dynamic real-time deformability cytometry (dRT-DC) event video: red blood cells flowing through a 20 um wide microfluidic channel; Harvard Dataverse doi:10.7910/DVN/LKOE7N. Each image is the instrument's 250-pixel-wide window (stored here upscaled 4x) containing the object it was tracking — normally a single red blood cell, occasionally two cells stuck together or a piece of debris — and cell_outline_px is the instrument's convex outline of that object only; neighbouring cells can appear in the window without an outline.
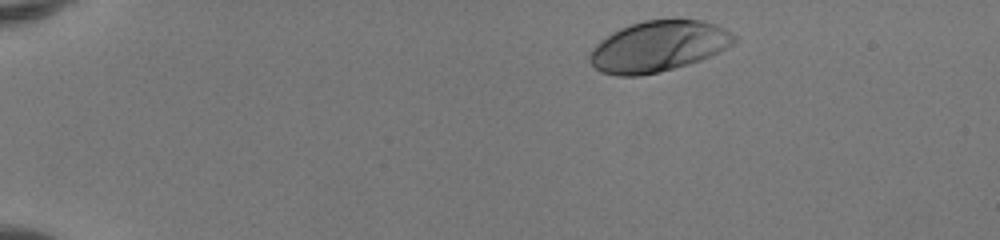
{"species": "human", "species_latin": "Homo sapiens", "temperature_condition": "room temperature", "stored_images_in_passage": 45, "camera_frame_rate_fps": 3000, "um_per_image_px": 0.085, "donor": {"sex": "female"}, "frame": {"image": 1, "passage_image": 3, "time_ms": 0.667, "image_size_px": [1000, 240], "cell_outline_px": [[736, 40], [732, 44], [700, 60], [688, 64], [660, 72], [640, 76], [616, 76], [600, 72], [588, 60], [588, 52], [600, 40], [612, 32], [620, 28], [644, 20], [704, 20], [716, 24], [732, 32], [736, 36]], "centroid_in_image_um": [55.91, 3.95], "position_along_channel_um": 29.1, "area_um2": 42.71}}
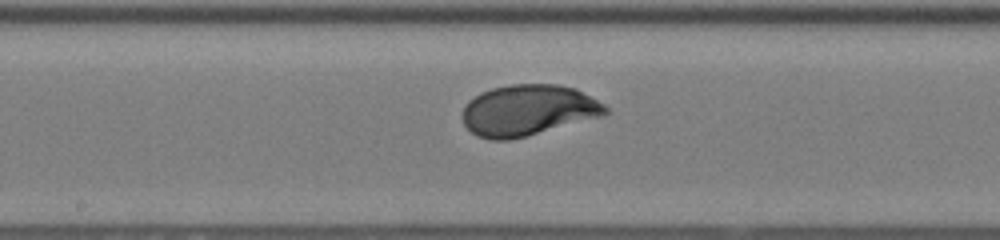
{"frame": {"image": 2, "passage_image": 23, "time_ms": 7.333, "image_size_px": [1000, 240], "cell_outline_px": [[608, 112], [604, 116], [528, 136], [508, 140], [488, 140], [476, 136], [464, 124], [460, 116], [464, 104], [468, 100], [480, 92], [492, 88], [508, 84], [556, 84], [576, 88], [604, 104], [608, 108]], "centroid_in_image_um": [44.85, 9.38], "position_along_channel_um": 203.3, "area_um2": 43.12}}
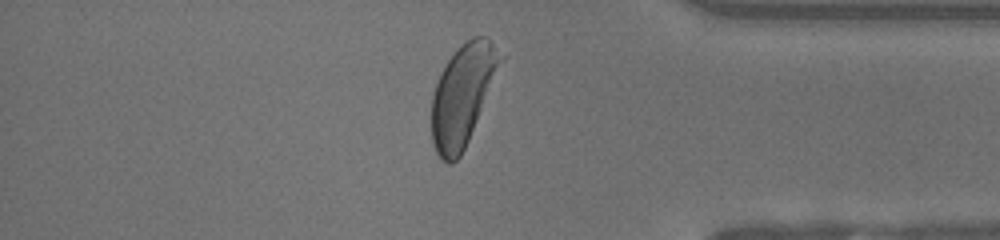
{"frame": {"image": 3, "passage_image": 38, "time_ms": 12.333, "image_size_px": [1000, 240], "cell_outline_px": [[508, 56], [468, 140], [460, 156], [452, 164], [448, 164], [436, 152], [432, 140], [432, 96], [440, 72], [448, 60], [472, 36], [484, 36], [508, 52]], "centroid_in_image_um": [39.42, 8.0], "position_along_channel_um": 395.8, "area_um2": 41.04}, "authors_computed_cell_mechanics": {"area_um2": 42.0784, "velocity_mm_per_s": 4.1132, "shape_relaxation_time_tau1_ms": 2.3672, "shape_relaxation_time_tau2_ms": null, "deformation_change_tau1": 0.1696, "deformation_change_tau2": null}}